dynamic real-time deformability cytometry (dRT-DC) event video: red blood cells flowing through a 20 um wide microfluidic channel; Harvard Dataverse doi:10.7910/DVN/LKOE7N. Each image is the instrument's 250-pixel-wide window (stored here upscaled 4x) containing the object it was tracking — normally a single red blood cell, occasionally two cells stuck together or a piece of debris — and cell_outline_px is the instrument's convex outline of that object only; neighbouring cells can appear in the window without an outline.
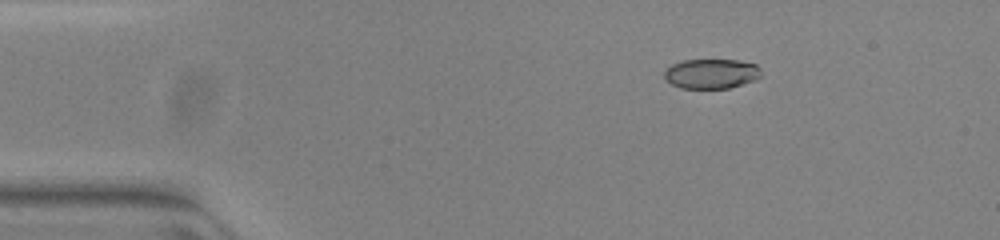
{"species": "common noctule bat (a hibernating species)", "species_latin": "Nyctalus noctula", "temperature_condition": "warm", "stored_images_in_passage": 46, "camera_frame_rate_fps": 3000, "um_per_image_px": 0.085, "animal": {"sex": "female", "body_mass_g": 23.0, "forearm_length_mm": 53.4}, "frame": {"image": 1, "passage_image": 2, "time_ms": 0.333, "image_size_px": [1000, 240], "cell_outline_px": [[760, 76], [756, 80], [728, 88], [680, 88], [672, 84], [664, 76], [664, 72], [672, 64], [684, 60], [740, 60], [756, 64], [760, 68]], "centroid_in_image_um": [60.49, 6.26], "position_along_channel_um": 24.5, "area_um2": 16.7}}
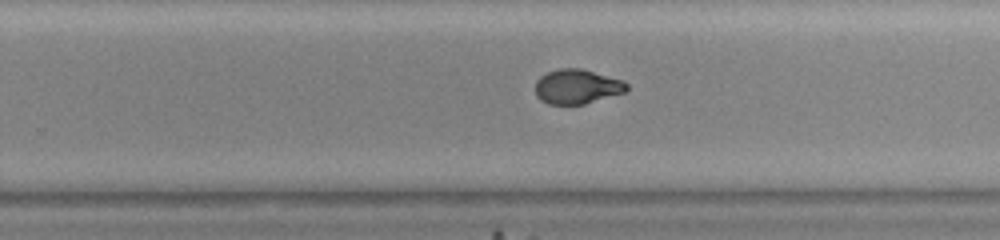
{"frame": {"image": 2, "passage_image": 27, "time_ms": 8.667, "image_size_px": [1000, 240], "cell_outline_px": [[628, 88], [624, 92], [584, 104], [548, 104], [540, 100], [536, 96], [536, 80], [540, 76], [548, 72], [560, 68], [580, 68], [624, 80], [628, 84]], "centroid_in_image_um": [49.04, 7.35], "position_along_channel_um": 280.8, "area_um2": 18.38}}
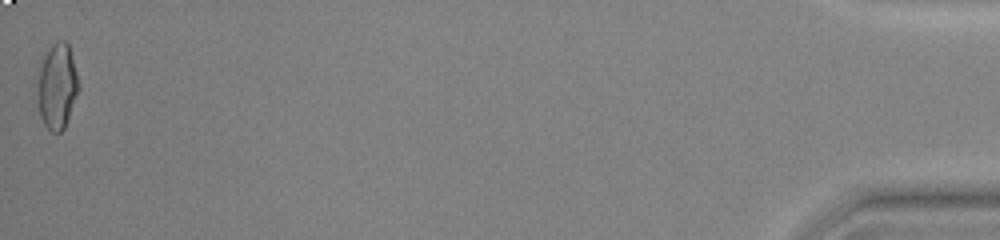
{"frame": {"image": 3, "passage_image": 46, "time_ms": 15.0, "image_size_px": [1000, 240], "cell_outline_px": [[80, 88], [64, 128], [60, 132], [52, 132], [44, 124], [40, 116], [40, 68], [44, 56], [48, 48], [56, 40], [64, 40], [68, 44], [80, 84]], "centroid_in_image_um": [4.91, 7.31], "position_along_channel_um": 430.3, "area_um2": 19.83}, "authors_computed_cell_mechanics": {"area_um2": 19.0162, "velocity_mm_per_s": 3.9522, "shape_relaxation_time_tau1_ms": 8.3285, "shape_relaxation_time_tau2_ms": null, "deformation_change_tau1": 0.2824, "deformation_change_tau2": null}}